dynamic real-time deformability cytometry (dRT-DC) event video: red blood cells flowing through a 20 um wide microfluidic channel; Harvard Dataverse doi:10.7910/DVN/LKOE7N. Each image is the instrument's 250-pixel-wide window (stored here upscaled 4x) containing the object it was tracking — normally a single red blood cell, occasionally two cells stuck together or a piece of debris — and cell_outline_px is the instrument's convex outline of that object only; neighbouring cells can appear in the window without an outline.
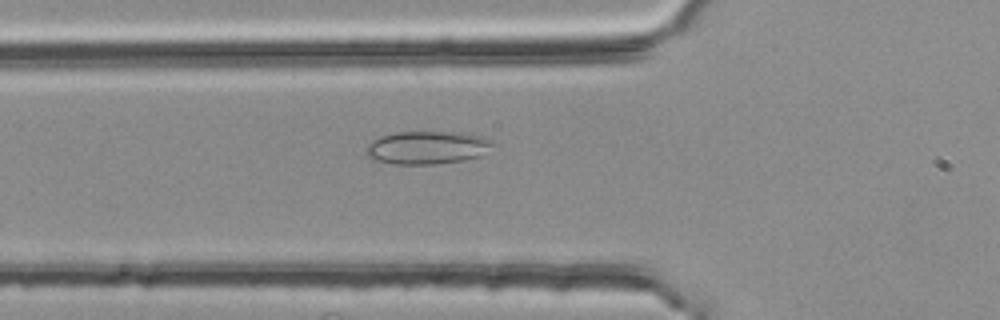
{"species": "common noctule bat (a hibernating species)", "species_latin": "Nyctalus noctula", "temperature_condition": "room temperature", "stored_images_in_passage": 38, "camera_frame_rate_fps": 3000, "um_per_image_px": 0.085, "animal": {"sex": "female", "body_mass_g": 25.1}, "frame": {"image": 1, "passage_image": 3, "time_ms": 0.667, "image_size_px": [1000, 320], "cell_outline_px": [[500, 144], [480, 156], [464, 160], [436, 164], [396, 164], [372, 160], [364, 152], [364, 148], [372, 140], [380, 136], [396, 132], [456, 132], [484, 136], [496, 140]], "centroid_in_image_um": [36.37, 12.54], "position_along_channel_um": 89.4, "area_um2": 25.03}}
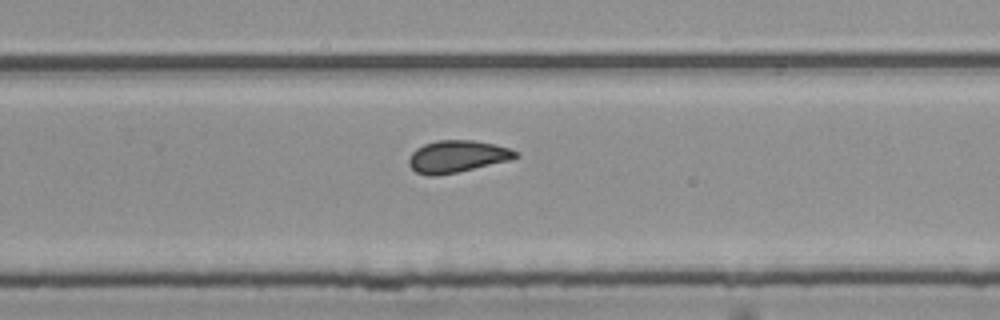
{"frame": {"image": 2, "passage_image": 19, "time_ms": 6.0, "image_size_px": [1000, 320], "cell_outline_px": [[520, 156], [508, 160], [456, 172], [436, 176], [428, 176], [416, 172], [408, 164], [408, 160], [412, 152], [416, 148], [424, 144], [436, 140], [472, 140], [496, 144], [520, 152]], "centroid_in_image_um": [38.84, 13.29], "position_along_channel_um": 291.0, "area_um2": 19.88}}
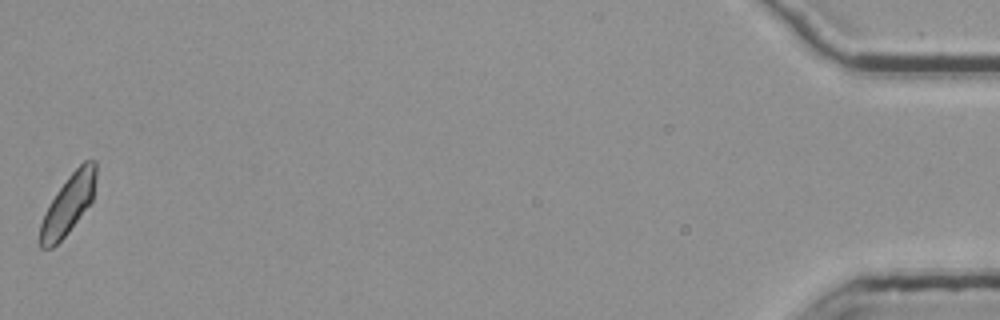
{"frame": {"image": 3, "passage_image": 38, "time_ms": 12.333, "image_size_px": [1000, 320], "cell_outline_px": [[96, 180], [92, 200], [68, 232], [52, 248], [40, 248], [40, 224], [44, 212], [56, 192], [68, 176], [84, 160], [96, 160]], "centroid_in_image_um": [5.8, 17.34], "position_along_channel_um": 429.4, "area_um2": 19.13}, "authors_computed_cell_mechanics": {"area_um2": 19.6809, "velocity_mm_per_s": 3.7641, "shape_relaxation_time_tau1_ms": null, "shape_relaxation_time_tau2_ms": 1.304, "deformation_change_tau1": null, "deformation_change_tau2": 0.0869}}